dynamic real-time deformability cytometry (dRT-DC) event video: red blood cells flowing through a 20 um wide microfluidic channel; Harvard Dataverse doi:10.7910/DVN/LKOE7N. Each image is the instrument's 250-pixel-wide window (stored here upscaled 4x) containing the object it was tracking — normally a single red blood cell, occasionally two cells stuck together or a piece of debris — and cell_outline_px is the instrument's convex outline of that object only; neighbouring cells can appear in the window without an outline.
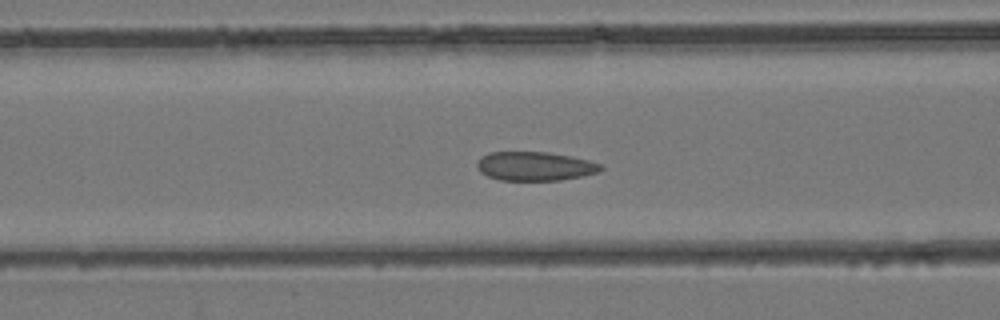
{"species": "common noctule bat (a hibernating species)", "species_latin": "Nyctalus noctula", "temperature_condition": "room temperature", "stored_images_in_passage": 44, "camera_frame_rate_fps": 3000, "um_per_image_px": 0.085, "animal": {"sex": "female", "body_mass_g": 24.6, "forearm_length_mm": 56.2}, "frame": {"image": 1, "passage_image": 18, "time_ms": 5.667, "image_size_px": [1000, 320], "cell_outline_px": [[604, 168], [596, 172], [580, 176], [560, 180], [500, 180], [488, 176], [480, 172], [476, 168], [476, 164], [480, 156], [488, 152], [548, 152], [588, 160], [600, 164]], "centroid_in_image_um": [45.39, 14.12], "position_along_channel_um": 121.2, "area_um2": 20.75}}
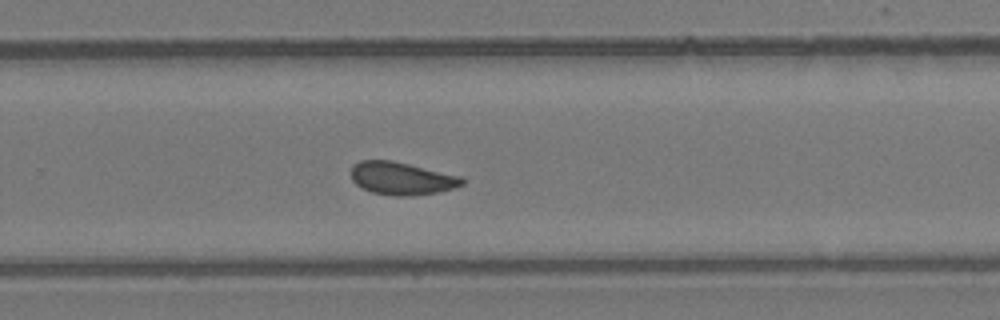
{"frame": {"image": 2, "passage_image": 29, "time_ms": 9.333, "image_size_px": [1000, 320], "cell_outline_px": [[464, 184], [456, 188], [440, 192], [404, 196], [392, 196], [372, 192], [356, 184], [352, 180], [352, 164], [360, 160], [392, 160], [460, 176], [464, 180]], "centroid_in_image_um": [34.14, 15.16], "position_along_channel_um": 295.7, "area_um2": 21.15}}
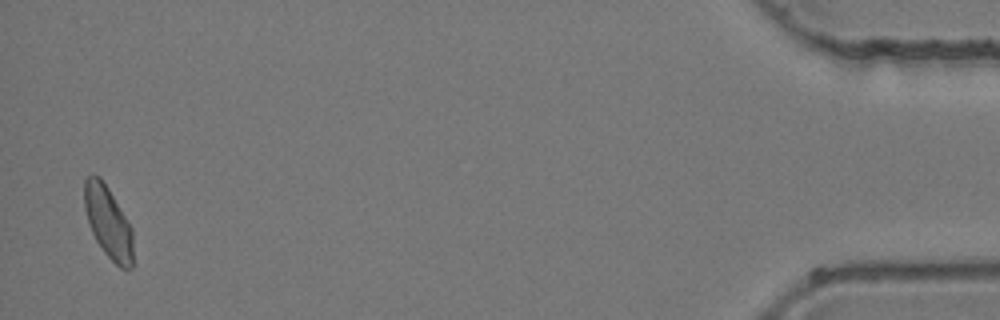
{"frame": {"image": 3, "passage_image": 43, "time_ms": 14.0, "image_size_px": [1000, 320], "cell_outline_px": [[132, 268], [128, 272], [120, 268], [104, 252], [96, 240], [88, 224], [84, 208], [84, 180], [92, 172], [100, 176], [108, 188], [132, 228]], "centroid_in_image_um": [9.18, 18.88], "position_along_channel_um": 426.0, "area_um2": 20.52}}